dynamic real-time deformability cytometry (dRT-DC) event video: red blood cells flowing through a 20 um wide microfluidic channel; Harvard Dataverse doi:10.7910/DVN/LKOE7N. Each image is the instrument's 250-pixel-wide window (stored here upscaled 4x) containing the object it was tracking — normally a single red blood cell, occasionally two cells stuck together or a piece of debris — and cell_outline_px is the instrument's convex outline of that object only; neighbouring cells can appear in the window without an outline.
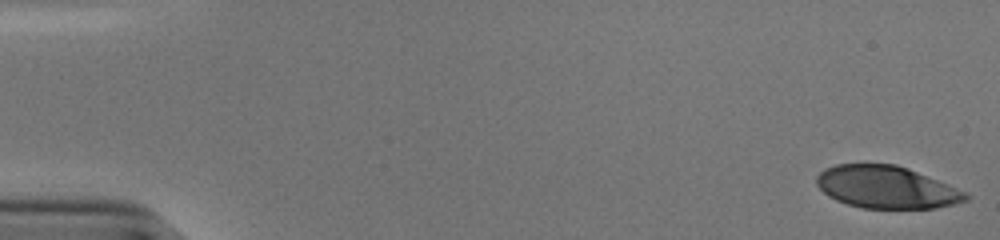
{"species": "human", "species_latin": "Homo sapiens", "temperature_condition": "cold", "stored_images_in_passage": 53, "camera_frame_rate_fps": 3000, "um_per_image_px": 0.085, "donor": {"sex": "male"}, "frame": {"image": 1, "passage_image": 1, "time_ms": 0.0, "image_size_px": [1000, 240], "cell_outline_px": [[972, 196], [968, 200], [956, 204], [936, 208], [864, 208], [848, 204], [836, 200], [828, 196], [816, 184], [816, 176], [824, 168], [836, 164], [896, 164], [908, 168], [948, 184]], "centroid_in_image_um": [75.35, 15.91], "position_along_channel_um": 9.7, "area_um2": 36.82}}
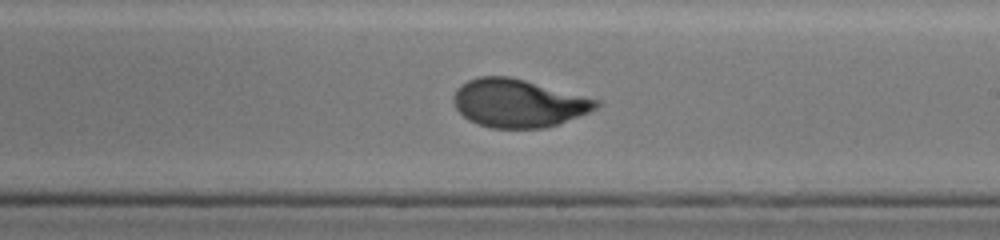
{"frame": {"image": 2, "passage_image": 32, "time_ms": 10.333, "image_size_px": [1000, 240], "cell_outline_px": [[604, 104], [588, 112], [556, 124], [544, 128], [492, 128], [476, 124], [468, 120], [456, 108], [452, 100], [452, 96], [456, 88], [460, 84], [476, 76], [508, 76], [524, 80], [600, 100]], "centroid_in_image_um": [44.01, 8.76], "position_along_channel_um": 245.0, "area_um2": 39.94}}
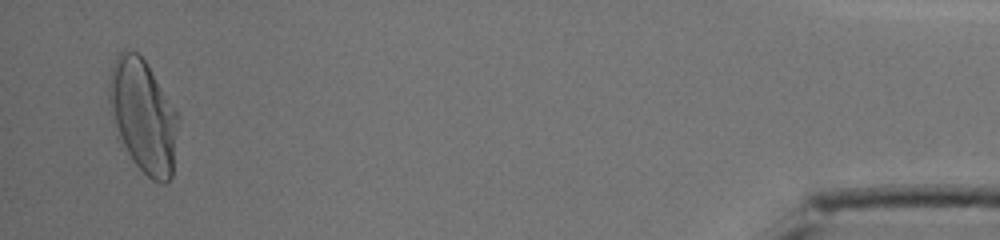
{"frame": {"image": 3, "passage_image": 52, "time_ms": 17.0, "image_size_px": [1000, 240], "cell_outline_px": [[180, 120], [172, 176], [164, 184], [160, 184], [152, 180], [132, 160], [116, 136], [112, 120], [108, 100], [108, 80], [116, 56], [124, 48], [136, 52], [144, 60], [180, 116]], "centroid_in_image_um": [12.16, 9.88], "position_along_channel_um": 423.0, "area_um2": 45.95}, "authors_computed_cell_mechanics": {"area_um2": 39.9398, "velocity_mm_per_s": 3.8223, "shape_relaxation_time_tau1_ms": 5.4528, "shape_relaxation_time_tau2_ms": null, "deformation_change_tau1": 0.2352, "deformation_change_tau2": null}}